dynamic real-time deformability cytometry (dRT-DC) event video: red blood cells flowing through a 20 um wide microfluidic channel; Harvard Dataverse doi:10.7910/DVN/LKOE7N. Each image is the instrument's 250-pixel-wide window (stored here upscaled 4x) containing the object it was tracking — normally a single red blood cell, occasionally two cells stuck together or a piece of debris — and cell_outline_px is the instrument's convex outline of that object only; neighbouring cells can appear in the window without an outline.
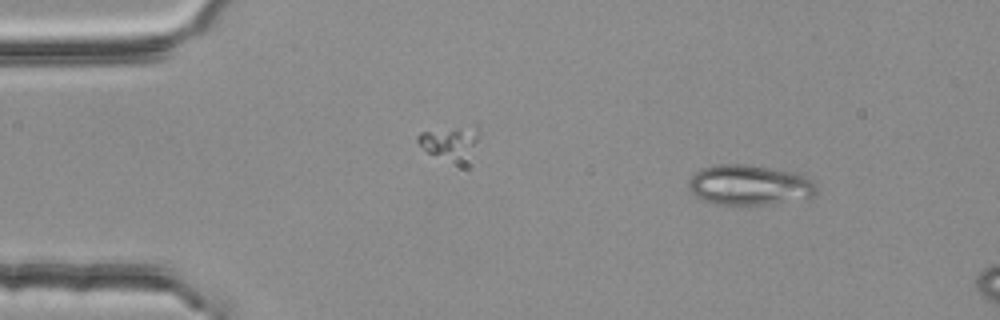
{"species": "common noctule bat (a hibernating species)", "species_latin": "Nyctalus noctula", "temperature_condition": "room temperature", "stored_images_in_passage": 3, "camera_frame_rate_fps": 3000, "um_per_image_px": 0.085, "animal": {"sex": "female", "body_mass_g": 25.1}, "frame": {"image": 1, "passage_image": 1, "time_ms": 0.0, "image_size_px": [1000, 320], "cell_outline_px": [[816, 192], [812, 196], [768, 204], [720, 204], [704, 200], [696, 196], [688, 188], [688, 180], [696, 172], [704, 168], [720, 164], [748, 164], [800, 172], [812, 180], [816, 184]], "centroid_in_image_um": [63.72, 15.7], "position_along_channel_um": 21.3, "area_um2": 29.82}}